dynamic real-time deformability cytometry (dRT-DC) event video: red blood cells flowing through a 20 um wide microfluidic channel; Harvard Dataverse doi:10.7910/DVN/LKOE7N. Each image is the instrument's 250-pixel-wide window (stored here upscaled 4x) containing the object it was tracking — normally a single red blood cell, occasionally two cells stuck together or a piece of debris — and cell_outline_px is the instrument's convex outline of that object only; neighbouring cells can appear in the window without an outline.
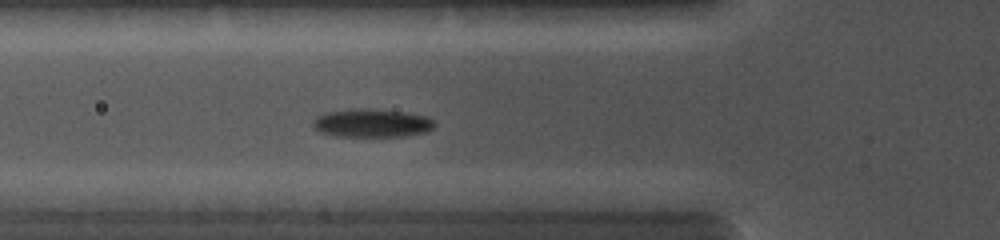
{"species": "common noctule bat (a hibernating species)", "species_latin": "Nyctalus noctula", "temperature_condition": "cold", "stored_images_in_passage": 12, "camera_frame_rate_fps": 5000, "um_per_image_px": 0.085, "animal": {"sex": "female", "body_mass_g": 19.0, "forearm_length_mm": 56.7}, "frame": {"image": 1, "passage_image": 12, "time_ms": 4.4, "image_size_px": [1000, 240], "cell_outline_px": [[436, 124], [432, 128], [424, 132], [404, 136], [336, 136], [320, 132], [312, 124], [312, 120], [324, 112], [348, 108], [368, 108], [408, 112], [428, 116]], "centroid_in_image_um": [31.59, 10.44], "position_along_channel_um": 94.2, "area_um2": 20.29}}